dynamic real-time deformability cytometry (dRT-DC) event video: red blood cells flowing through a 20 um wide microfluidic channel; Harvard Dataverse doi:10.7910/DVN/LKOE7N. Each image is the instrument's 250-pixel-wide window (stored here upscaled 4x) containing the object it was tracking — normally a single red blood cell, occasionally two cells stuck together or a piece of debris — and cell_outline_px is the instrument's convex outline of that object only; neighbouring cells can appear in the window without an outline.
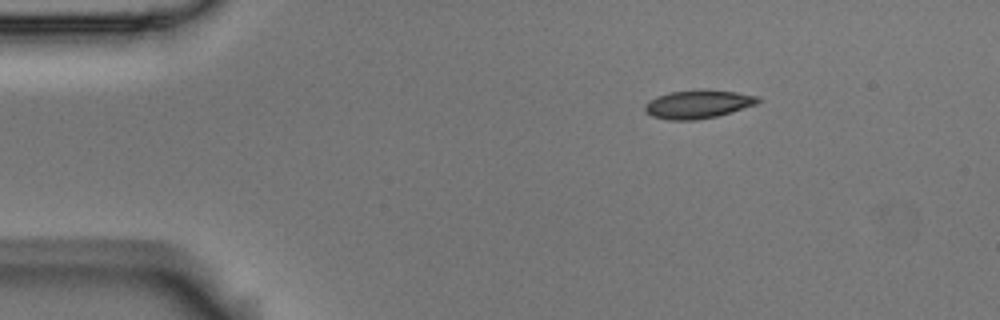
{"species": "Egyptian fruit bat (a non-hibernating species)", "species_latin": "Rousettus aegyptiacus", "temperature_condition": "room temperature", "stored_images_in_passage": 3, "camera_frame_rate_fps": 3000, "um_per_image_px": 0.085, "animal": {"sex": "male"}, "frame": {"image": 1, "passage_image": 1, "time_ms": 0.0, "image_size_px": [1000, 320], "cell_outline_px": [[760, 100], [756, 104], [716, 116], [696, 120], [668, 120], [652, 116], [644, 112], [644, 104], [648, 100], [656, 96], [672, 92], [700, 88], [736, 92], [760, 96]], "centroid_in_image_um": [59.29, 8.84], "position_along_channel_um": 25.7, "area_um2": 18.9}}